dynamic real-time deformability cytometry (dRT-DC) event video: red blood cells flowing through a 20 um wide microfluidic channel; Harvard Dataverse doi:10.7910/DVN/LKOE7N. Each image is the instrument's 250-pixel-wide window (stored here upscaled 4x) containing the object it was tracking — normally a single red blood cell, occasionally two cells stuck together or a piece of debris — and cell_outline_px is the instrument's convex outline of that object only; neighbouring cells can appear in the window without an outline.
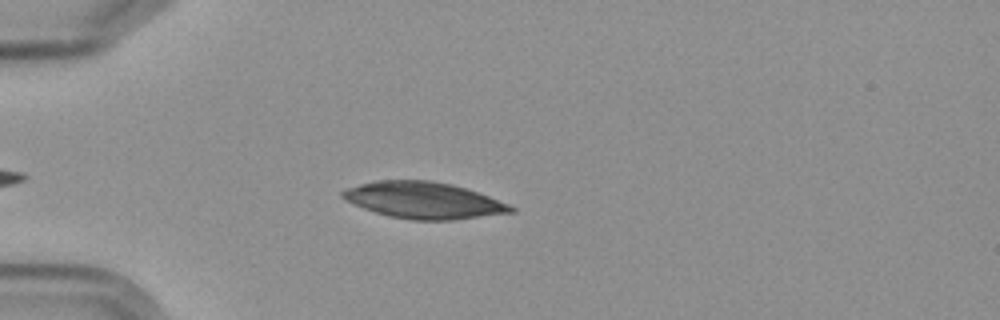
{"species": "Egyptian fruit bat (a non-hibernating species)", "species_latin": "Rousettus aegyptiacus", "temperature_condition": "cold", "stored_images_in_passage": 3, "camera_frame_rate_fps": 3000, "um_per_image_px": 0.085, "frame": {"image": 1, "passage_image": 3, "time_ms": 2.333, "image_size_px": [1000, 320], "cell_outline_px": [[516, 212], [452, 220], [412, 220], [388, 216], [364, 208], [340, 196], [340, 192], [344, 188], [376, 180], [428, 180], [452, 184], [488, 196], [508, 204], [516, 208]], "centroid_in_image_um": [36.0, 17.02], "position_along_channel_um": 49.0, "area_um2": 35.6}}